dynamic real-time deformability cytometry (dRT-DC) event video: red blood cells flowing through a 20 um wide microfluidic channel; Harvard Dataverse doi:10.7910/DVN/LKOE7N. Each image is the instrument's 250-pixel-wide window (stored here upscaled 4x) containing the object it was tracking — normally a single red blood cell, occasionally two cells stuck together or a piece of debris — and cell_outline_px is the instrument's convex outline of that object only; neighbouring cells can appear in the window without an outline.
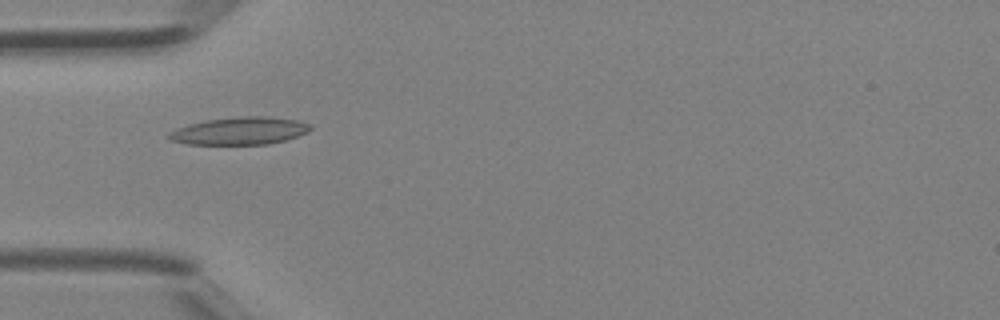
{"species": "Egyptian fruit bat (a non-hibernating species)", "species_latin": "Rousettus aegyptiacus", "temperature_condition": "room temperature", "stored_images_in_passage": 29, "camera_frame_rate_fps": 3000, "um_per_image_px": 0.085, "animal": {"sex": "female"}, "frame": {"image": 1, "passage_image": 1, "time_ms": 0.0, "image_size_px": [1000, 320], "cell_outline_px": [[312, 128], [308, 132], [284, 140], [268, 144], [188, 144], [172, 140], [164, 136], [168, 132], [176, 128], [188, 124], [208, 120], [240, 116], [264, 116], [296, 120], [312, 124]], "centroid_in_image_um": [20.35, 11.12], "position_along_channel_um": 64.6, "area_um2": 22.66}}
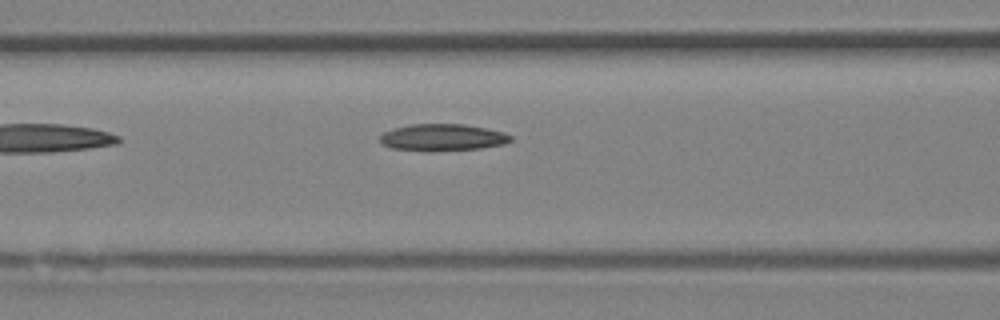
{"frame": {"image": 2, "passage_image": 5, "time_ms": 1.333, "image_size_px": [1000, 320], "cell_outline_px": [[512, 140], [504, 144], [480, 148], [428, 152], [392, 148], [380, 144], [380, 136], [384, 132], [392, 128], [412, 124], [464, 124], [488, 128], [504, 132], [512, 136]], "centroid_in_image_um": [37.6, 11.68], "position_along_channel_um": 129.0, "area_um2": 20.75}}
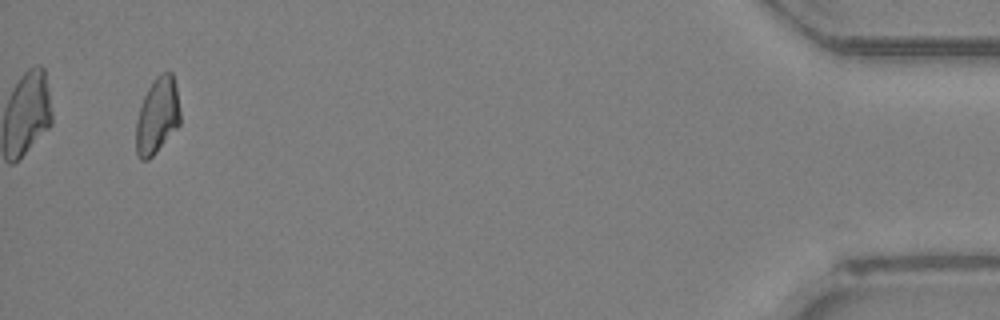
{"frame": {"image": 3, "passage_image": 28, "time_ms": 9.0, "image_size_px": [1000, 320], "cell_outline_px": [[180, 124], [156, 152], [148, 160], [140, 160], [136, 152], [136, 120], [140, 104], [148, 88], [156, 76], [160, 72], [172, 72], [176, 88], [180, 112]], "centroid_in_image_um": [13.35, 9.83], "position_along_channel_um": 421.8, "area_um2": 19.59}}